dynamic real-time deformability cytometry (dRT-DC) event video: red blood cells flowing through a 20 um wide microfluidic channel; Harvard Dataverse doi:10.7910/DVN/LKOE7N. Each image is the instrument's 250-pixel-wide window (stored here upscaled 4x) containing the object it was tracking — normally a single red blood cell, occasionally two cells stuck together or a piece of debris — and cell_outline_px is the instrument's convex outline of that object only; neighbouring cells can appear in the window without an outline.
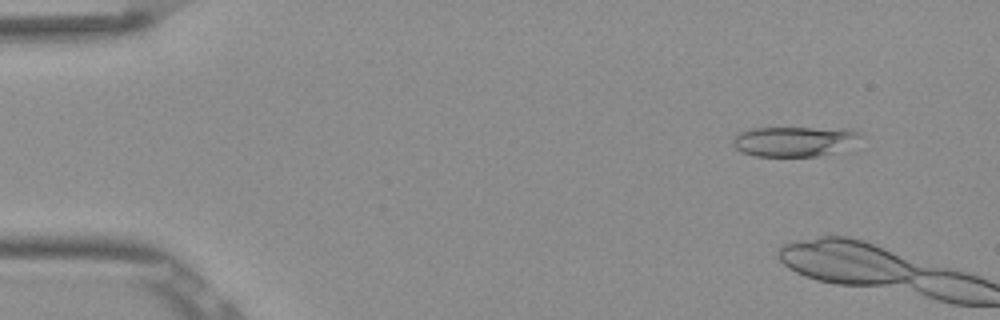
{"species": "Egyptian fruit bat (a non-hibernating species)", "species_latin": "Rousettus aegyptiacus", "temperature_condition": "room temperature", "stored_images_in_passage": 7, "camera_frame_rate_fps": 3000, "um_per_image_px": 0.085, "frame": {"image": 1, "passage_image": 5, "time_ms": 1.333, "image_size_px": [1000, 320], "cell_outline_px": [[864, 148], [852, 152], [816, 156], [756, 156], [740, 152], [732, 144], [732, 140], [740, 132], [752, 128], [848, 128], [860, 132], [864, 136]], "centroid_in_image_um": [67.85, 12.04], "position_along_channel_um": 17.2, "area_um2": 23.99}}